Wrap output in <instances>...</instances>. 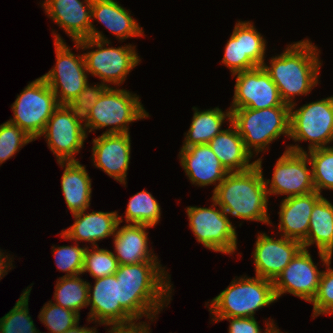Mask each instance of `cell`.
Masks as SVG:
<instances>
[{
    "mask_svg": "<svg viewBox=\"0 0 333 333\" xmlns=\"http://www.w3.org/2000/svg\"><path fill=\"white\" fill-rule=\"evenodd\" d=\"M108 87L109 86H106L102 82L99 85L94 84V86H90L88 83L74 100L67 102L64 106L77 122L86 128L89 125L90 111L92 110V107L97 103L101 94ZM82 122L84 124H82Z\"/></svg>",
    "mask_w": 333,
    "mask_h": 333,
    "instance_id": "obj_36",
    "label": "cell"
},
{
    "mask_svg": "<svg viewBox=\"0 0 333 333\" xmlns=\"http://www.w3.org/2000/svg\"><path fill=\"white\" fill-rule=\"evenodd\" d=\"M62 333H98L95 327L88 328L87 326H79V323L74 327L62 332Z\"/></svg>",
    "mask_w": 333,
    "mask_h": 333,
    "instance_id": "obj_43",
    "label": "cell"
},
{
    "mask_svg": "<svg viewBox=\"0 0 333 333\" xmlns=\"http://www.w3.org/2000/svg\"><path fill=\"white\" fill-rule=\"evenodd\" d=\"M318 254L323 263L322 266L326 265L327 267L326 271L323 270L318 292L311 302L313 304V318H317L321 314H333V268L330 266L332 256L321 251H318Z\"/></svg>",
    "mask_w": 333,
    "mask_h": 333,
    "instance_id": "obj_34",
    "label": "cell"
},
{
    "mask_svg": "<svg viewBox=\"0 0 333 333\" xmlns=\"http://www.w3.org/2000/svg\"><path fill=\"white\" fill-rule=\"evenodd\" d=\"M232 76L237 78L232 105L229 109H266L290 106L281 100L277 86L263 66H257Z\"/></svg>",
    "mask_w": 333,
    "mask_h": 333,
    "instance_id": "obj_14",
    "label": "cell"
},
{
    "mask_svg": "<svg viewBox=\"0 0 333 333\" xmlns=\"http://www.w3.org/2000/svg\"><path fill=\"white\" fill-rule=\"evenodd\" d=\"M308 164L311 163L306 153L285 150L275 164L272 180L264 178L268 196L289 198L314 192L312 167L308 168Z\"/></svg>",
    "mask_w": 333,
    "mask_h": 333,
    "instance_id": "obj_12",
    "label": "cell"
},
{
    "mask_svg": "<svg viewBox=\"0 0 333 333\" xmlns=\"http://www.w3.org/2000/svg\"><path fill=\"white\" fill-rule=\"evenodd\" d=\"M87 130L81 126L64 105L53 112L40 136L46 138L49 149L59 161H77L74 157L83 147Z\"/></svg>",
    "mask_w": 333,
    "mask_h": 333,
    "instance_id": "obj_18",
    "label": "cell"
},
{
    "mask_svg": "<svg viewBox=\"0 0 333 333\" xmlns=\"http://www.w3.org/2000/svg\"><path fill=\"white\" fill-rule=\"evenodd\" d=\"M142 322L127 326H111L107 333H150L149 324Z\"/></svg>",
    "mask_w": 333,
    "mask_h": 333,
    "instance_id": "obj_41",
    "label": "cell"
},
{
    "mask_svg": "<svg viewBox=\"0 0 333 333\" xmlns=\"http://www.w3.org/2000/svg\"><path fill=\"white\" fill-rule=\"evenodd\" d=\"M93 0H45L42 3L45 13L75 43L91 38L100 41H110L92 24L91 7Z\"/></svg>",
    "mask_w": 333,
    "mask_h": 333,
    "instance_id": "obj_15",
    "label": "cell"
},
{
    "mask_svg": "<svg viewBox=\"0 0 333 333\" xmlns=\"http://www.w3.org/2000/svg\"><path fill=\"white\" fill-rule=\"evenodd\" d=\"M286 150L306 153L312 167L315 191L321 195L323 189L333 190V146L305 151L299 144L286 146Z\"/></svg>",
    "mask_w": 333,
    "mask_h": 333,
    "instance_id": "obj_30",
    "label": "cell"
},
{
    "mask_svg": "<svg viewBox=\"0 0 333 333\" xmlns=\"http://www.w3.org/2000/svg\"><path fill=\"white\" fill-rule=\"evenodd\" d=\"M65 167L61 187L65 203L72 214L87 210L90 206L92 185L85 166L77 161H59Z\"/></svg>",
    "mask_w": 333,
    "mask_h": 333,
    "instance_id": "obj_26",
    "label": "cell"
},
{
    "mask_svg": "<svg viewBox=\"0 0 333 333\" xmlns=\"http://www.w3.org/2000/svg\"><path fill=\"white\" fill-rule=\"evenodd\" d=\"M125 223L145 224L154 227L161 218V208L157 200L146 190L133 195L128 201Z\"/></svg>",
    "mask_w": 333,
    "mask_h": 333,
    "instance_id": "obj_32",
    "label": "cell"
},
{
    "mask_svg": "<svg viewBox=\"0 0 333 333\" xmlns=\"http://www.w3.org/2000/svg\"><path fill=\"white\" fill-rule=\"evenodd\" d=\"M38 317L49 333H62L78 324L80 319L78 313L65 309L51 300L44 304Z\"/></svg>",
    "mask_w": 333,
    "mask_h": 333,
    "instance_id": "obj_37",
    "label": "cell"
},
{
    "mask_svg": "<svg viewBox=\"0 0 333 333\" xmlns=\"http://www.w3.org/2000/svg\"><path fill=\"white\" fill-rule=\"evenodd\" d=\"M226 319L230 322L228 333H271L277 327L274 321L270 319L266 322L265 332H262L254 317H212L214 323Z\"/></svg>",
    "mask_w": 333,
    "mask_h": 333,
    "instance_id": "obj_40",
    "label": "cell"
},
{
    "mask_svg": "<svg viewBox=\"0 0 333 333\" xmlns=\"http://www.w3.org/2000/svg\"><path fill=\"white\" fill-rule=\"evenodd\" d=\"M139 96L125 89L108 87L90 111L88 132L108 127L103 134H125L129 124L148 118ZM111 126V128H110Z\"/></svg>",
    "mask_w": 333,
    "mask_h": 333,
    "instance_id": "obj_6",
    "label": "cell"
},
{
    "mask_svg": "<svg viewBox=\"0 0 333 333\" xmlns=\"http://www.w3.org/2000/svg\"><path fill=\"white\" fill-rule=\"evenodd\" d=\"M130 133L103 134L93 139L92 162L108 176L126 185L129 169L131 140Z\"/></svg>",
    "mask_w": 333,
    "mask_h": 333,
    "instance_id": "obj_20",
    "label": "cell"
},
{
    "mask_svg": "<svg viewBox=\"0 0 333 333\" xmlns=\"http://www.w3.org/2000/svg\"><path fill=\"white\" fill-rule=\"evenodd\" d=\"M271 333H283V332H280V330L276 327Z\"/></svg>",
    "mask_w": 333,
    "mask_h": 333,
    "instance_id": "obj_44",
    "label": "cell"
},
{
    "mask_svg": "<svg viewBox=\"0 0 333 333\" xmlns=\"http://www.w3.org/2000/svg\"><path fill=\"white\" fill-rule=\"evenodd\" d=\"M80 275L59 277L56 281L54 300L55 304L80 315L81 308L88 307L89 282L80 278Z\"/></svg>",
    "mask_w": 333,
    "mask_h": 333,
    "instance_id": "obj_31",
    "label": "cell"
},
{
    "mask_svg": "<svg viewBox=\"0 0 333 333\" xmlns=\"http://www.w3.org/2000/svg\"><path fill=\"white\" fill-rule=\"evenodd\" d=\"M9 259V260H8ZM12 257H8V255H4V253L0 250V280L7 275L9 269H12Z\"/></svg>",
    "mask_w": 333,
    "mask_h": 333,
    "instance_id": "obj_42",
    "label": "cell"
},
{
    "mask_svg": "<svg viewBox=\"0 0 333 333\" xmlns=\"http://www.w3.org/2000/svg\"><path fill=\"white\" fill-rule=\"evenodd\" d=\"M290 105V138L308 141V150L328 147L333 142V95L304 104Z\"/></svg>",
    "mask_w": 333,
    "mask_h": 333,
    "instance_id": "obj_9",
    "label": "cell"
},
{
    "mask_svg": "<svg viewBox=\"0 0 333 333\" xmlns=\"http://www.w3.org/2000/svg\"><path fill=\"white\" fill-rule=\"evenodd\" d=\"M276 301L273 281L244 275L212 299L209 311L213 317H254L257 310Z\"/></svg>",
    "mask_w": 333,
    "mask_h": 333,
    "instance_id": "obj_5",
    "label": "cell"
},
{
    "mask_svg": "<svg viewBox=\"0 0 333 333\" xmlns=\"http://www.w3.org/2000/svg\"><path fill=\"white\" fill-rule=\"evenodd\" d=\"M83 210L72 214L75 222L66 230H62L61 237L65 240L75 242H90L93 247L98 246L96 242L104 238L114 236L118 223L123 222V217L119 216L117 211L102 212L92 211L85 213Z\"/></svg>",
    "mask_w": 333,
    "mask_h": 333,
    "instance_id": "obj_22",
    "label": "cell"
},
{
    "mask_svg": "<svg viewBox=\"0 0 333 333\" xmlns=\"http://www.w3.org/2000/svg\"><path fill=\"white\" fill-rule=\"evenodd\" d=\"M178 156L190 182L200 187L214 184V191L229 173L208 144L181 148Z\"/></svg>",
    "mask_w": 333,
    "mask_h": 333,
    "instance_id": "obj_21",
    "label": "cell"
},
{
    "mask_svg": "<svg viewBox=\"0 0 333 333\" xmlns=\"http://www.w3.org/2000/svg\"><path fill=\"white\" fill-rule=\"evenodd\" d=\"M117 225L113 243L115 247L114 256L119 265L137 264L147 261H158L157 255L149 250L147 228L152 226L145 224Z\"/></svg>",
    "mask_w": 333,
    "mask_h": 333,
    "instance_id": "obj_24",
    "label": "cell"
},
{
    "mask_svg": "<svg viewBox=\"0 0 333 333\" xmlns=\"http://www.w3.org/2000/svg\"><path fill=\"white\" fill-rule=\"evenodd\" d=\"M254 251L255 276L274 281L283 269L303 248L300 241L281 236L271 238L266 233H259Z\"/></svg>",
    "mask_w": 333,
    "mask_h": 333,
    "instance_id": "obj_19",
    "label": "cell"
},
{
    "mask_svg": "<svg viewBox=\"0 0 333 333\" xmlns=\"http://www.w3.org/2000/svg\"><path fill=\"white\" fill-rule=\"evenodd\" d=\"M164 269L159 261L119 265L121 307L136 322L143 316L153 321L170 303L173 284Z\"/></svg>",
    "mask_w": 333,
    "mask_h": 333,
    "instance_id": "obj_1",
    "label": "cell"
},
{
    "mask_svg": "<svg viewBox=\"0 0 333 333\" xmlns=\"http://www.w3.org/2000/svg\"><path fill=\"white\" fill-rule=\"evenodd\" d=\"M32 286L23 290L15 306L0 318V333H41L29 315L28 300Z\"/></svg>",
    "mask_w": 333,
    "mask_h": 333,
    "instance_id": "obj_33",
    "label": "cell"
},
{
    "mask_svg": "<svg viewBox=\"0 0 333 333\" xmlns=\"http://www.w3.org/2000/svg\"><path fill=\"white\" fill-rule=\"evenodd\" d=\"M322 273L308 249L302 248L273 281L276 299L290 293L311 303L318 292Z\"/></svg>",
    "mask_w": 333,
    "mask_h": 333,
    "instance_id": "obj_17",
    "label": "cell"
},
{
    "mask_svg": "<svg viewBox=\"0 0 333 333\" xmlns=\"http://www.w3.org/2000/svg\"><path fill=\"white\" fill-rule=\"evenodd\" d=\"M88 286V322L99 325L127 326L136 321L121 307L120 280L115 274L95 279L94 287ZM92 291V293H91Z\"/></svg>",
    "mask_w": 333,
    "mask_h": 333,
    "instance_id": "obj_16",
    "label": "cell"
},
{
    "mask_svg": "<svg viewBox=\"0 0 333 333\" xmlns=\"http://www.w3.org/2000/svg\"><path fill=\"white\" fill-rule=\"evenodd\" d=\"M91 19L104 25L118 40L144 36L143 29L128 10L114 0H93Z\"/></svg>",
    "mask_w": 333,
    "mask_h": 333,
    "instance_id": "obj_27",
    "label": "cell"
},
{
    "mask_svg": "<svg viewBox=\"0 0 333 333\" xmlns=\"http://www.w3.org/2000/svg\"><path fill=\"white\" fill-rule=\"evenodd\" d=\"M194 114L189 130L184 134L185 139L181 148L188 146L208 144L222 129L221 126L226 119L231 122V110L222 111L219 107L200 111L192 108Z\"/></svg>",
    "mask_w": 333,
    "mask_h": 333,
    "instance_id": "obj_29",
    "label": "cell"
},
{
    "mask_svg": "<svg viewBox=\"0 0 333 333\" xmlns=\"http://www.w3.org/2000/svg\"><path fill=\"white\" fill-rule=\"evenodd\" d=\"M92 249L87 246L82 274L89 272L94 279L114 275L119 267L114 253L98 246L92 247Z\"/></svg>",
    "mask_w": 333,
    "mask_h": 333,
    "instance_id": "obj_35",
    "label": "cell"
},
{
    "mask_svg": "<svg viewBox=\"0 0 333 333\" xmlns=\"http://www.w3.org/2000/svg\"><path fill=\"white\" fill-rule=\"evenodd\" d=\"M257 31L251 21L236 23L221 61L232 75L265 63L266 40Z\"/></svg>",
    "mask_w": 333,
    "mask_h": 333,
    "instance_id": "obj_13",
    "label": "cell"
},
{
    "mask_svg": "<svg viewBox=\"0 0 333 333\" xmlns=\"http://www.w3.org/2000/svg\"><path fill=\"white\" fill-rule=\"evenodd\" d=\"M58 107L56 95L45 80L39 77L17 95L11 106L14 118L8 121L17 125L35 141L43 133L47 121Z\"/></svg>",
    "mask_w": 333,
    "mask_h": 333,
    "instance_id": "obj_8",
    "label": "cell"
},
{
    "mask_svg": "<svg viewBox=\"0 0 333 333\" xmlns=\"http://www.w3.org/2000/svg\"><path fill=\"white\" fill-rule=\"evenodd\" d=\"M33 139L9 121L0 125V165Z\"/></svg>",
    "mask_w": 333,
    "mask_h": 333,
    "instance_id": "obj_39",
    "label": "cell"
},
{
    "mask_svg": "<svg viewBox=\"0 0 333 333\" xmlns=\"http://www.w3.org/2000/svg\"><path fill=\"white\" fill-rule=\"evenodd\" d=\"M110 43V41L87 38L75 42L74 47L82 50L97 48V50L83 53L87 73L92 74L93 77H99L106 86L113 83L117 87L126 80L129 72L141 60L135 46L129 44L117 48L106 47Z\"/></svg>",
    "mask_w": 333,
    "mask_h": 333,
    "instance_id": "obj_7",
    "label": "cell"
},
{
    "mask_svg": "<svg viewBox=\"0 0 333 333\" xmlns=\"http://www.w3.org/2000/svg\"><path fill=\"white\" fill-rule=\"evenodd\" d=\"M319 53L309 39L300 40L287 45L280 55L273 56L269 66L263 64L285 104H294L295 96L307 95L319 84L322 65Z\"/></svg>",
    "mask_w": 333,
    "mask_h": 333,
    "instance_id": "obj_3",
    "label": "cell"
},
{
    "mask_svg": "<svg viewBox=\"0 0 333 333\" xmlns=\"http://www.w3.org/2000/svg\"><path fill=\"white\" fill-rule=\"evenodd\" d=\"M208 145L228 172H244L257 165L256 160L250 163L253 155L231 122L229 128L222 130Z\"/></svg>",
    "mask_w": 333,
    "mask_h": 333,
    "instance_id": "obj_25",
    "label": "cell"
},
{
    "mask_svg": "<svg viewBox=\"0 0 333 333\" xmlns=\"http://www.w3.org/2000/svg\"><path fill=\"white\" fill-rule=\"evenodd\" d=\"M75 245L52 247L57 269L66 272L64 276H75L82 274L85 251L87 247Z\"/></svg>",
    "mask_w": 333,
    "mask_h": 333,
    "instance_id": "obj_38",
    "label": "cell"
},
{
    "mask_svg": "<svg viewBox=\"0 0 333 333\" xmlns=\"http://www.w3.org/2000/svg\"><path fill=\"white\" fill-rule=\"evenodd\" d=\"M322 197L316 191L300 196L282 199L278 212V229L281 236L300 241L307 238L309 222L315 203Z\"/></svg>",
    "mask_w": 333,
    "mask_h": 333,
    "instance_id": "obj_23",
    "label": "cell"
},
{
    "mask_svg": "<svg viewBox=\"0 0 333 333\" xmlns=\"http://www.w3.org/2000/svg\"><path fill=\"white\" fill-rule=\"evenodd\" d=\"M53 36L56 64L41 77L56 95L59 105H65L74 100L89 83L88 73L84 54L76 56L58 33L54 32Z\"/></svg>",
    "mask_w": 333,
    "mask_h": 333,
    "instance_id": "obj_10",
    "label": "cell"
},
{
    "mask_svg": "<svg viewBox=\"0 0 333 333\" xmlns=\"http://www.w3.org/2000/svg\"><path fill=\"white\" fill-rule=\"evenodd\" d=\"M210 207L189 206L186 213L197 242L214 252L233 254L237 250V233L228 215L212 200ZM219 207V209L217 208Z\"/></svg>",
    "mask_w": 333,
    "mask_h": 333,
    "instance_id": "obj_11",
    "label": "cell"
},
{
    "mask_svg": "<svg viewBox=\"0 0 333 333\" xmlns=\"http://www.w3.org/2000/svg\"><path fill=\"white\" fill-rule=\"evenodd\" d=\"M230 110L231 123L252 155L267 150L269 144L281 135L290 137V106Z\"/></svg>",
    "mask_w": 333,
    "mask_h": 333,
    "instance_id": "obj_4",
    "label": "cell"
},
{
    "mask_svg": "<svg viewBox=\"0 0 333 333\" xmlns=\"http://www.w3.org/2000/svg\"><path fill=\"white\" fill-rule=\"evenodd\" d=\"M257 165L244 172H229L213 191L211 200L229 216L273 225L268 215V192L263 171L262 156Z\"/></svg>",
    "mask_w": 333,
    "mask_h": 333,
    "instance_id": "obj_2",
    "label": "cell"
},
{
    "mask_svg": "<svg viewBox=\"0 0 333 333\" xmlns=\"http://www.w3.org/2000/svg\"><path fill=\"white\" fill-rule=\"evenodd\" d=\"M315 244L317 250L333 256V204L321 197L314 205L304 249Z\"/></svg>",
    "mask_w": 333,
    "mask_h": 333,
    "instance_id": "obj_28",
    "label": "cell"
}]
</instances>
